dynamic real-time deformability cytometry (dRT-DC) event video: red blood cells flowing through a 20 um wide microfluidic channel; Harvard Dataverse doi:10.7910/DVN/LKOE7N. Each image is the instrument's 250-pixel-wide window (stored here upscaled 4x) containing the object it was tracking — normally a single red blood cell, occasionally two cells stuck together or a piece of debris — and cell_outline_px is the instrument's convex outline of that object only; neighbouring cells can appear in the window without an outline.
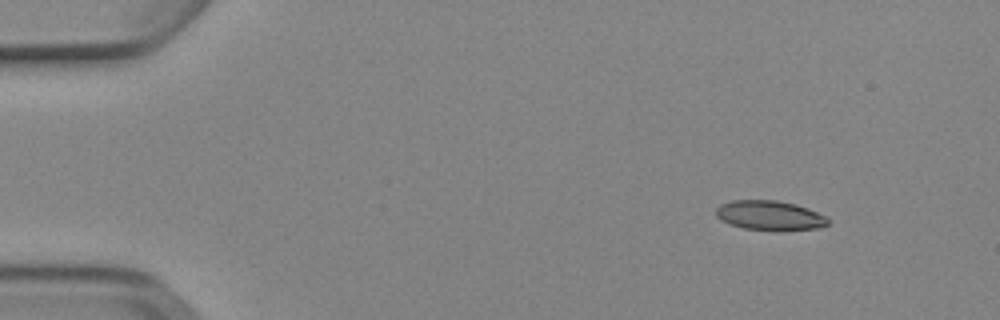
{"species": "Egyptian fruit bat (a non-hibernating species)", "species_latin": "Rousettus aegyptiacus", "temperature_condition": "cold", "stored_images_in_passage": 47, "camera_frame_rate_fps": 3000, "um_per_image_px": 0.085, "animal": {"sex": "female"}, "frame": {"image": 1, "passage_image": 1, "time_ms": 0.0, "image_size_px": [1000, 320], "cell_outline_px": [[828, 224], [820, 228], [744, 228], [720, 220], [716, 216], [716, 208], [720, 204], [732, 200], [776, 200], [796, 204], [808, 208], [824, 216], [828, 220]], "centroid_in_image_um": [65.37, 18.26], "position_along_channel_um": 19.6, "area_um2": 18.5}}
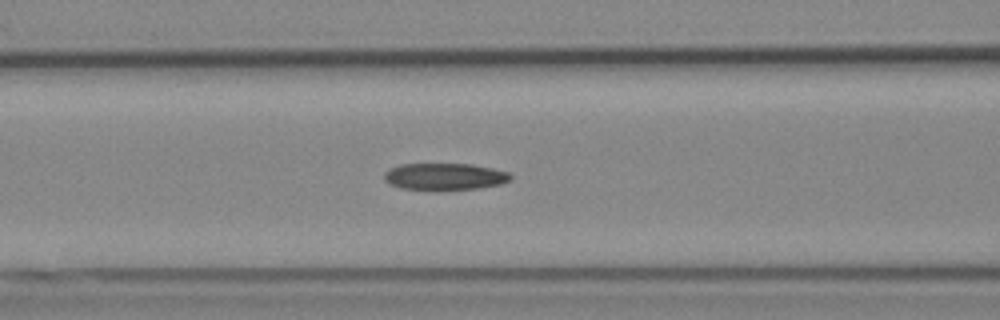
{"frame": {"image": 2, "passage_image": 17, "time_ms": 5.333, "image_size_px": [1000, 320], "cell_outline_px": [[512, 180], [500, 184], [476, 188], [400, 188], [388, 184], [384, 180], [384, 172], [388, 168], [400, 164], [472, 164], [492, 168], [508, 172], [512, 176]], "centroid_in_image_um": [37.77, 14.97], "position_along_channel_um": 128.8, "area_um2": 19.36}}
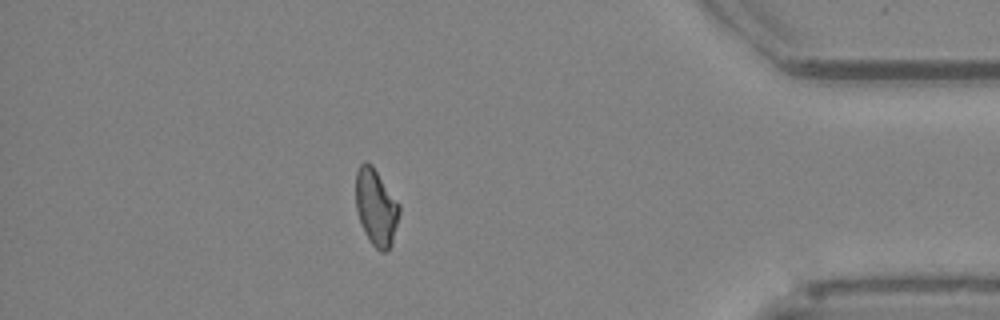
{"frame": {"image": 3, "passage_image": 41, "time_ms": 13.333, "image_size_px": [1000, 320], "cell_outline_px": [[400, 212], [392, 244], [384, 252], [380, 252], [372, 244], [364, 232], [356, 208], [356, 172], [360, 164], [364, 160], [372, 164], [400, 204]], "centroid_in_image_um": [31.97, 17.59], "position_along_channel_um": 403.2, "area_um2": 19.48}, "authors_computed_cell_mechanics": {"area_um2": 20.0566, "velocity_mm_per_s": 3.8933, "shape_relaxation_time_tau1_ms": null, "shape_relaxation_time_tau2_ms": 2.866, "deformation_change_tau1": null, "deformation_change_tau2": 0.0972}}